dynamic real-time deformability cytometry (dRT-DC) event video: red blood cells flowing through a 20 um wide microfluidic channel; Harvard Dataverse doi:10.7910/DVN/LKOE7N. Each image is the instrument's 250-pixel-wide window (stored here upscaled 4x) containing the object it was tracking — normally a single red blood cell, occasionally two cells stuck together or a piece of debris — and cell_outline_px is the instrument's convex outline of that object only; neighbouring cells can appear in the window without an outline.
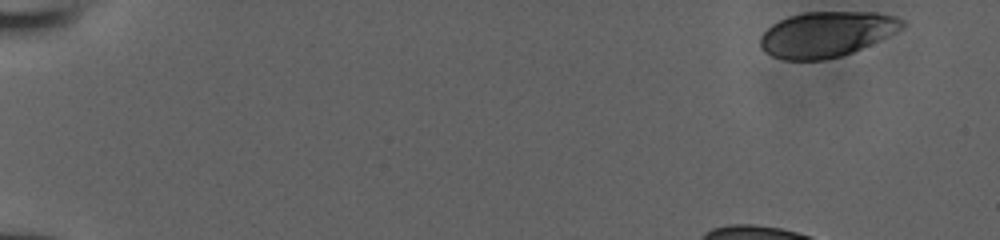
{"species": "human", "species_latin": "Homo sapiens", "temperature_condition": "room temperature", "stored_images_in_passage": 42, "camera_frame_rate_fps": 3000, "um_per_image_px": 0.085, "donor": {"sex": "male"}, "frame": {"image": 1, "passage_image": 1, "time_ms": 0.0, "image_size_px": [1000, 240], "cell_outline_px": [[908, 24], [904, 28], [896, 32], [852, 52], [840, 56], [824, 60], [784, 60], [772, 56], [764, 52], [760, 48], [760, 36], [772, 24], [788, 16], [804, 12], [876, 12], [896, 16], [904, 20]], "centroid_in_image_um": [70.25, 2.9], "position_along_channel_um": 14.7, "area_um2": 37.69}}
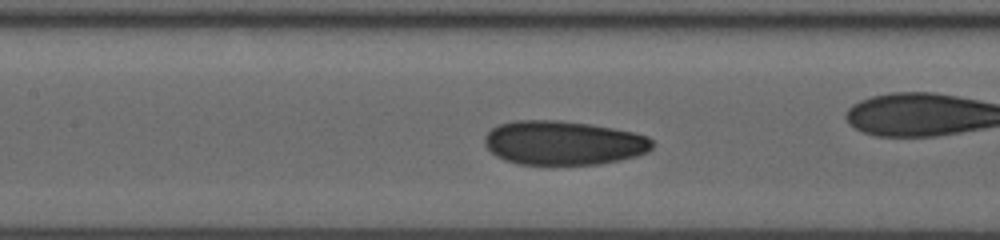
{"frame": {"image": 2, "passage_image": 22, "time_ms": 7.0, "image_size_px": [1000, 240], "cell_outline_px": [[652, 148], [648, 152], [636, 156], [620, 160], [600, 164], [520, 164], [504, 160], [496, 156], [484, 144], [484, 136], [492, 128], [500, 124], [516, 120], [556, 120], [588, 124], [612, 128], [632, 132], [648, 136], [652, 140]], "centroid_in_image_um": [47.88, 12.15], "position_along_channel_um": 159.5, "area_um2": 43.0}}
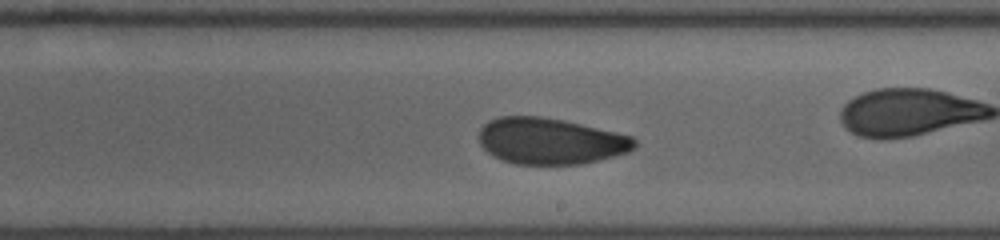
{"frame": {"image": 3, "passage_image": 28, "time_ms": 9.0, "image_size_px": [1000, 240], "cell_outline_px": [[636, 148], [628, 152], [600, 160], [580, 164], [516, 164], [500, 160], [492, 156], [480, 144], [480, 128], [484, 124], [500, 116], [540, 116], [564, 120], [616, 132], [632, 136], [636, 140]], "centroid_in_image_um": [46.79, 12.0], "position_along_channel_um": 242.2, "area_um2": 42.02}}